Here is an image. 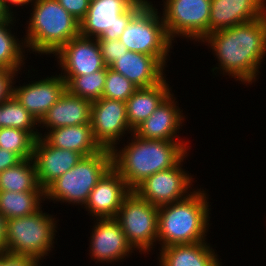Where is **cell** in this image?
I'll list each match as a JSON object with an SVG mask.
<instances>
[{"label":"cell","instance_id":"cell-1","mask_svg":"<svg viewBox=\"0 0 266 266\" xmlns=\"http://www.w3.org/2000/svg\"><path fill=\"white\" fill-rule=\"evenodd\" d=\"M202 42L210 44L219 60V67L213 68V72L222 69L244 84H251L259 75L258 69L266 53V14L257 20L210 33Z\"/></svg>","mask_w":266,"mask_h":266},{"label":"cell","instance_id":"cell-2","mask_svg":"<svg viewBox=\"0 0 266 266\" xmlns=\"http://www.w3.org/2000/svg\"><path fill=\"white\" fill-rule=\"evenodd\" d=\"M131 135V143L122 150L115 147L111 151L112 167L131 190L147 177L176 166L187 156V142L144 139L134 133Z\"/></svg>","mask_w":266,"mask_h":266},{"label":"cell","instance_id":"cell-3","mask_svg":"<svg viewBox=\"0 0 266 266\" xmlns=\"http://www.w3.org/2000/svg\"><path fill=\"white\" fill-rule=\"evenodd\" d=\"M207 200L206 193L197 189L184 199L158 207L161 248L205 241L210 218Z\"/></svg>","mask_w":266,"mask_h":266},{"label":"cell","instance_id":"cell-4","mask_svg":"<svg viewBox=\"0 0 266 266\" xmlns=\"http://www.w3.org/2000/svg\"><path fill=\"white\" fill-rule=\"evenodd\" d=\"M26 37L25 48L35 53L55 54L63 45L80 34L79 21L57 0H36Z\"/></svg>","mask_w":266,"mask_h":266},{"label":"cell","instance_id":"cell-5","mask_svg":"<svg viewBox=\"0 0 266 266\" xmlns=\"http://www.w3.org/2000/svg\"><path fill=\"white\" fill-rule=\"evenodd\" d=\"M112 167V152L102 149L94 155L85 156L45 190V199L85 205L91 190Z\"/></svg>","mask_w":266,"mask_h":266},{"label":"cell","instance_id":"cell-6","mask_svg":"<svg viewBox=\"0 0 266 266\" xmlns=\"http://www.w3.org/2000/svg\"><path fill=\"white\" fill-rule=\"evenodd\" d=\"M54 220L42 209L29 216L7 219L5 252L42 260L53 248L57 232Z\"/></svg>","mask_w":266,"mask_h":266},{"label":"cell","instance_id":"cell-7","mask_svg":"<svg viewBox=\"0 0 266 266\" xmlns=\"http://www.w3.org/2000/svg\"><path fill=\"white\" fill-rule=\"evenodd\" d=\"M147 0H92L79 22L80 35L94 39H118Z\"/></svg>","mask_w":266,"mask_h":266},{"label":"cell","instance_id":"cell-8","mask_svg":"<svg viewBox=\"0 0 266 266\" xmlns=\"http://www.w3.org/2000/svg\"><path fill=\"white\" fill-rule=\"evenodd\" d=\"M157 10L148 2L130 20L118 39L128 51L155 56L166 65L172 40L165 29L163 17L160 18Z\"/></svg>","mask_w":266,"mask_h":266},{"label":"cell","instance_id":"cell-9","mask_svg":"<svg viewBox=\"0 0 266 266\" xmlns=\"http://www.w3.org/2000/svg\"><path fill=\"white\" fill-rule=\"evenodd\" d=\"M115 218L133 249L145 253L151 250L158 235L157 206L140 198L132 190L123 199Z\"/></svg>","mask_w":266,"mask_h":266},{"label":"cell","instance_id":"cell-10","mask_svg":"<svg viewBox=\"0 0 266 266\" xmlns=\"http://www.w3.org/2000/svg\"><path fill=\"white\" fill-rule=\"evenodd\" d=\"M163 21L171 40L176 36L203 41L209 35L211 0H165Z\"/></svg>","mask_w":266,"mask_h":266},{"label":"cell","instance_id":"cell-11","mask_svg":"<svg viewBox=\"0 0 266 266\" xmlns=\"http://www.w3.org/2000/svg\"><path fill=\"white\" fill-rule=\"evenodd\" d=\"M183 160L184 158L170 169L159 171L147 177L133 191L140 198L157 207L175 203L188 197L192 193H188L187 190L191 188L193 182L191 179L193 178L180 167Z\"/></svg>","mask_w":266,"mask_h":266},{"label":"cell","instance_id":"cell-12","mask_svg":"<svg viewBox=\"0 0 266 266\" xmlns=\"http://www.w3.org/2000/svg\"><path fill=\"white\" fill-rule=\"evenodd\" d=\"M91 128L100 147L112 151L125 131L134 132L128 124L126 102L104 97L92 102Z\"/></svg>","mask_w":266,"mask_h":266},{"label":"cell","instance_id":"cell-13","mask_svg":"<svg viewBox=\"0 0 266 266\" xmlns=\"http://www.w3.org/2000/svg\"><path fill=\"white\" fill-rule=\"evenodd\" d=\"M64 71L62 77L87 75L107 69L97 39L78 35L63 45L56 53Z\"/></svg>","mask_w":266,"mask_h":266},{"label":"cell","instance_id":"cell-14","mask_svg":"<svg viewBox=\"0 0 266 266\" xmlns=\"http://www.w3.org/2000/svg\"><path fill=\"white\" fill-rule=\"evenodd\" d=\"M83 156L51 146L42 136L35 140L32 160L39 186L45 190L52 182L74 167Z\"/></svg>","mask_w":266,"mask_h":266},{"label":"cell","instance_id":"cell-15","mask_svg":"<svg viewBox=\"0 0 266 266\" xmlns=\"http://www.w3.org/2000/svg\"><path fill=\"white\" fill-rule=\"evenodd\" d=\"M131 191L121 175L111 167L91 190L84 206L96 218H115L123 199Z\"/></svg>","mask_w":266,"mask_h":266},{"label":"cell","instance_id":"cell-16","mask_svg":"<svg viewBox=\"0 0 266 266\" xmlns=\"http://www.w3.org/2000/svg\"><path fill=\"white\" fill-rule=\"evenodd\" d=\"M96 221L99 222L93 226L90 242L92 260L116 262L134 250L116 218H97Z\"/></svg>","mask_w":266,"mask_h":266},{"label":"cell","instance_id":"cell-17","mask_svg":"<svg viewBox=\"0 0 266 266\" xmlns=\"http://www.w3.org/2000/svg\"><path fill=\"white\" fill-rule=\"evenodd\" d=\"M66 91V82L59 76L32 81L22 87H12V96L39 122Z\"/></svg>","mask_w":266,"mask_h":266},{"label":"cell","instance_id":"cell-18","mask_svg":"<svg viewBox=\"0 0 266 266\" xmlns=\"http://www.w3.org/2000/svg\"><path fill=\"white\" fill-rule=\"evenodd\" d=\"M175 100L170 93L133 133L144 139L175 141L184 119Z\"/></svg>","mask_w":266,"mask_h":266},{"label":"cell","instance_id":"cell-19","mask_svg":"<svg viewBox=\"0 0 266 266\" xmlns=\"http://www.w3.org/2000/svg\"><path fill=\"white\" fill-rule=\"evenodd\" d=\"M165 65L155 56L127 51L109 66L110 69L125 76L138 88L161 83L165 78Z\"/></svg>","mask_w":266,"mask_h":266},{"label":"cell","instance_id":"cell-20","mask_svg":"<svg viewBox=\"0 0 266 266\" xmlns=\"http://www.w3.org/2000/svg\"><path fill=\"white\" fill-rule=\"evenodd\" d=\"M266 9L257 0H211L209 34L257 20Z\"/></svg>","mask_w":266,"mask_h":266},{"label":"cell","instance_id":"cell-21","mask_svg":"<svg viewBox=\"0 0 266 266\" xmlns=\"http://www.w3.org/2000/svg\"><path fill=\"white\" fill-rule=\"evenodd\" d=\"M92 102L69 93L67 90L39 121L51 129L91 124Z\"/></svg>","mask_w":266,"mask_h":266},{"label":"cell","instance_id":"cell-22","mask_svg":"<svg viewBox=\"0 0 266 266\" xmlns=\"http://www.w3.org/2000/svg\"><path fill=\"white\" fill-rule=\"evenodd\" d=\"M160 251V266H221L206 241L171 245Z\"/></svg>","mask_w":266,"mask_h":266},{"label":"cell","instance_id":"cell-23","mask_svg":"<svg viewBox=\"0 0 266 266\" xmlns=\"http://www.w3.org/2000/svg\"><path fill=\"white\" fill-rule=\"evenodd\" d=\"M48 131L50 132L42 137L56 148L76 151L83 157L102 150L93 136L91 124L65 126Z\"/></svg>","mask_w":266,"mask_h":266},{"label":"cell","instance_id":"cell-24","mask_svg":"<svg viewBox=\"0 0 266 266\" xmlns=\"http://www.w3.org/2000/svg\"><path fill=\"white\" fill-rule=\"evenodd\" d=\"M166 79L157 85L140 87L126 101L127 119L134 131L171 93Z\"/></svg>","mask_w":266,"mask_h":266},{"label":"cell","instance_id":"cell-25","mask_svg":"<svg viewBox=\"0 0 266 266\" xmlns=\"http://www.w3.org/2000/svg\"><path fill=\"white\" fill-rule=\"evenodd\" d=\"M44 198V191H0V213L6 219L32 215L42 208Z\"/></svg>","mask_w":266,"mask_h":266},{"label":"cell","instance_id":"cell-26","mask_svg":"<svg viewBox=\"0 0 266 266\" xmlns=\"http://www.w3.org/2000/svg\"><path fill=\"white\" fill-rule=\"evenodd\" d=\"M0 191H44L39 186L32 158L0 172Z\"/></svg>","mask_w":266,"mask_h":266},{"label":"cell","instance_id":"cell-27","mask_svg":"<svg viewBox=\"0 0 266 266\" xmlns=\"http://www.w3.org/2000/svg\"><path fill=\"white\" fill-rule=\"evenodd\" d=\"M14 17L6 15L4 18L0 19V68L18 72L20 66L23 65L22 47L25 46L23 42L19 43V39L10 32L12 22ZM22 44V45H21Z\"/></svg>","mask_w":266,"mask_h":266},{"label":"cell","instance_id":"cell-28","mask_svg":"<svg viewBox=\"0 0 266 266\" xmlns=\"http://www.w3.org/2000/svg\"><path fill=\"white\" fill-rule=\"evenodd\" d=\"M37 119L31 115L13 96L1 103L0 127H12L29 132L35 139L42 136L35 125ZM33 127V128H32ZM34 129L36 131H34Z\"/></svg>","mask_w":266,"mask_h":266},{"label":"cell","instance_id":"cell-29","mask_svg":"<svg viewBox=\"0 0 266 266\" xmlns=\"http://www.w3.org/2000/svg\"><path fill=\"white\" fill-rule=\"evenodd\" d=\"M66 82V90L82 99L94 102L103 95L106 79V69L87 75L62 77Z\"/></svg>","mask_w":266,"mask_h":266},{"label":"cell","instance_id":"cell-30","mask_svg":"<svg viewBox=\"0 0 266 266\" xmlns=\"http://www.w3.org/2000/svg\"><path fill=\"white\" fill-rule=\"evenodd\" d=\"M35 140L25 130L0 127V148L16 153L22 160L32 158Z\"/></svg>","mask_w":266,"mask_h":266},{"label":"cell","instance_id":"cell-31","mask_svg":"<svg viewBox=\"0 0 266 266\" xmlns=\"http://www.w3.org/2000/svg\"><path fill=\"white\" fill-rule=\"evenodd\" d=\"M137 88L125 76L107 67L102 97L126 102Z\"/></svg>","mask_w":266,"mask_h":266},{"label":"cell","instance_id":"cell-32","mask_svg":"<svg viewBox=\"0 0 266 266\" xmlns=\"http://www.w3.org/2000/svg\"><path fill=\"white\" fill-rule=\"evenodd\" d=\"M105 65L109 67L116 58L125 54L128 49L119 39H97Z\"/></svg>","mask_w":266,"mask_h":266},{"label":"cell","instance_id":"cell-33","mask_svg":"<svg viewBox=\"0 0 266 266\" xmlns=\"http://www.w3.org/2000/svg\"><path fill=\"white\" fill-rule=\"evenodd\" d=\"M60 5L79 22L88 12L90 0H57Z\"/></svg>","mask_w":266,"mask_h":266},{"label":"cell","instance_id":"cell-34","mask_svg":"<svg viewBox=\"0 0 266 266\" xmlns=\"http://www.w3.org/2000/svg\"><path fill=\"white\" fill-rule=\"evenodd\" d=\"M39 261L26 256L14 255L12 253H0V266H40Z\"/></svg>","mask_w":266,"mask_h":266},{"label":"cell","instance_id":"cell-35","mask_svg":"<svg viewBox=\"0 0 266 266\" xmlns=\"http://www.w3.org/2000/svg\"><path fill=\"white\" fill-rule=\"evenodd\" d=\"M16 72L0 68V103L12 96Z\"/></svg>","mask_w":266,"mask_h":266},{"label":"cell","instance_id":"cell-36","mask_svg":"<svg viewBox=\"0 0 266 266\" xmlns=\"http://www.w3.org/2000/svg\"><path fill=\"white\" fill-rule=\"evenodd\" d=\"M22 159L13 152L0 148V172L17 165Z\"/></svg>","mask_w":266,"mask_h":266},{"label":"cell","instance_id":"cell-37","mask_svg":"<svg viewBox=\"0 0 266 266\" xmlns=\"http://www.w3.org/2000/svg\"><path fill=\"white\" fill-rule=\"evenodd\" d=\"M36 0H0V7L2 9V11L9 16H14V14H12L13 12H11V5H16V6H24L25 4L28 5V3L30 4L31 2L34 3ZM9 3V6H8Z\"/></svg>","mask_w":266,"mask_h":266},{"label":"cell","instance_id":"cell-38","mask_svg":"<svg viewBox=\"0 0 266 266\" xmlns=\"http://www.w3.org/2000/svg\"><path fill=\"white\" fill-rule=\"evenodd\" d=\"M7 219L0 213V253L5 252Z\"/></svg>","mask_w":266,"mask_h":266},{"label":"cell","instance_id":"cell-39","mask_svg":"<svg viewBox=\"0 0 266 266\" xmlns=\"http://www.w3.org/2000/svg\"><path fill=\"white\" fill-rule=\"evenodd\" d=\"M257 1L266 9V5H265L266 0H257Z\"/></svg>","mask_w":266,"mask_h":266},{"label":"cell","instance_id":"cell-40","mask_svg":"<svg viewBox=\"0 0 266 266\" xmlns=\"http://www.w3.org/2000/svg\"><path fill=\"white\" fill-rule=\"evenodd\" d=\"M6 16V14L2 11L1 7H0V19L4 18Z\"/></svg>","mask_w":266,"mask_h":266}]
</instances>
